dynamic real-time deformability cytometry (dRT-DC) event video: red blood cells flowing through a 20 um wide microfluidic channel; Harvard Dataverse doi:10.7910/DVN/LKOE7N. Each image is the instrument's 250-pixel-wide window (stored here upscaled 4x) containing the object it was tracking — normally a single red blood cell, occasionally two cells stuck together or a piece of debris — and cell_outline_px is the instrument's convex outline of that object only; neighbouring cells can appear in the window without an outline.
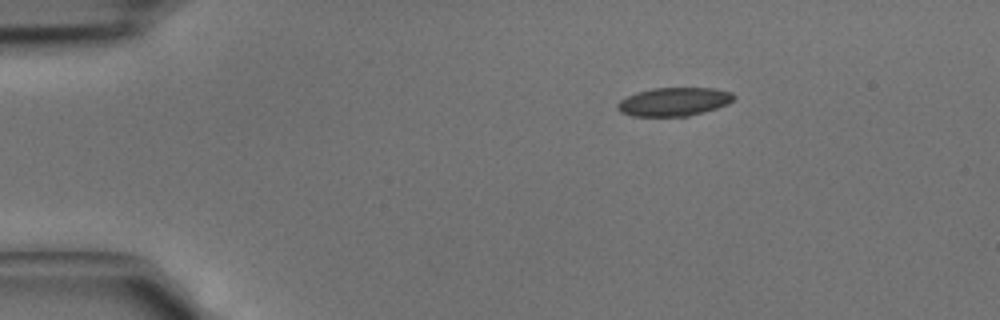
{"species": "common noctule bat (a hibernating species)", "species_latin": "Nyctalus noctula", "temperature_condition": "cold", "stored_images_in_passage": 36, "camera_frame_rate_fps": 3000, "um_per_image_px": 0.085, "animal": {"sex": "male", "body_mass_g": 15.6}, "frame": {"image": 1, "passage_image": 1, "time_ms": 0.0, "image_size_px": [1000, 320], "cell_outline_px": [[736, 96], [728, 104], [704, 112], [688, 116], [632, 116], [620, 112], [616, 108], [616, 104], [620, 100], [636, 92], [652, 88], [716, 88], [732, 92]], "centroid_in_image_um": [57.28, 8.64], "position_along_channel_um": 27.7, "area_um2": 19.42}}
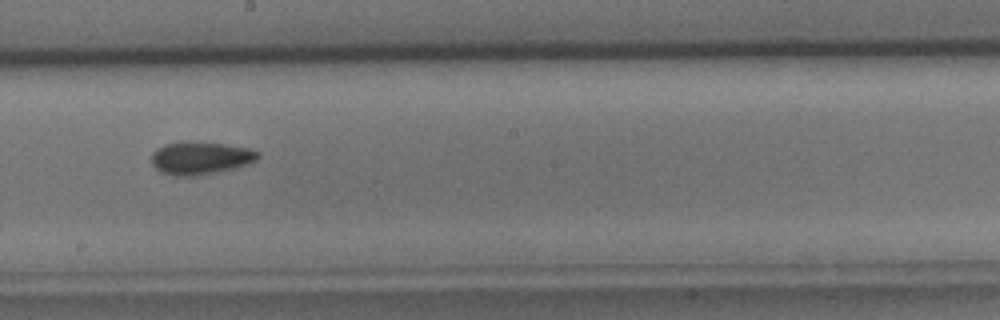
{"frame": {"image": 2, "passage_image": 18, "time_ms": 5.667, "image_size_px": [1000, 320], "cell_outline_px": [[260, 156], [256, 160], [248, 164], [236, 168], [196, 176], [176, 176], [160, 172], [152, 164], [152, 152], [156, 148], [164, 144], [224, 144], [248, 148], [260, 152]], "centroid_in_image_um": [17.06, 13.48], "position_along_channel_um": 231.1, "area_um2": 19.77}}
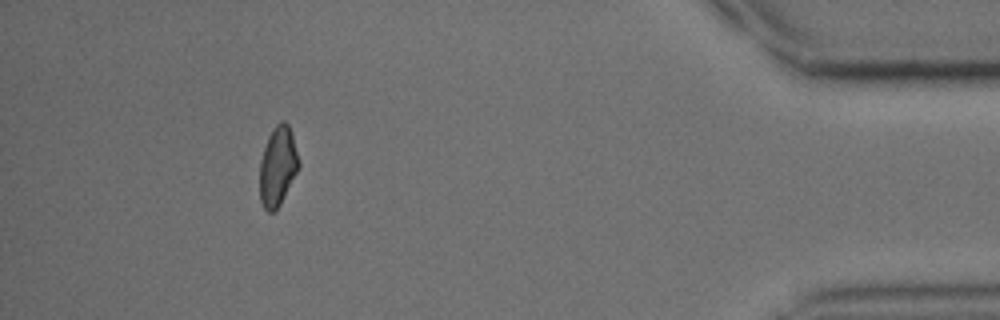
{"frame": {"image": 3, "passage_image": 33, "time_ms": 10.667, "image_size_px": [1000, 320], "cell_outline_px": [[300, 164], [276, 212], [268, 212], [264, 208], [260, 200], [260, 160], [268, 136], [276, 124], [280, 120], [284, 120], [288, 124], [292, 132]], "centroid_in_image_um": [23.6, 14.11], "position_along_channel_um": 411.6, "area_um2": 17.98}}